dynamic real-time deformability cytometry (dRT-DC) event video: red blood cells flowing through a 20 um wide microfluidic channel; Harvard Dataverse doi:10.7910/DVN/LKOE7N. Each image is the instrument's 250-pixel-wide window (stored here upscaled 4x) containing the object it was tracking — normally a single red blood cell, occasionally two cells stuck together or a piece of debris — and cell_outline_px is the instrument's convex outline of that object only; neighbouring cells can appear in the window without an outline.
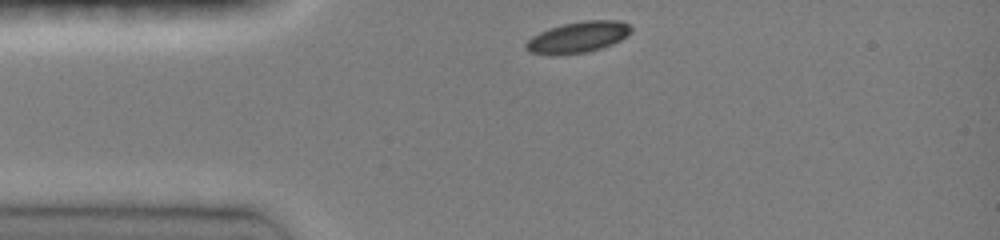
{"species": "common noctule bat (a hibernating species)", "species_latin": "Nyctalus noctula", "temperature_condition": "room temperature", "stored_images_in_passage": 35, "camera_frame_rate_fps": 3000, "um_per_image_px": 0.085, "animal": {"sex": "female", "body_mass_g": 19.0, "forearm_length_mm": 51.5}, "frame": {"image": 1, "passage_image": 1, "time_ms": 0.0, "image_size_px": [1000, 240], "cell_outline_px": [[632, 32], [620, 40], [612, 44], [600, 48], [584, 52], [556, 56], [532, 52], [524, 48], [524, 44], [532, 36], [548, 28], [564, 24], [584, 20], [620, 20], [628, 24], [632, 28]], "centroid_in_image_um": [49.12, 3.16], "position_along_channel_um": 35.9, "area_um2": 19.07}}
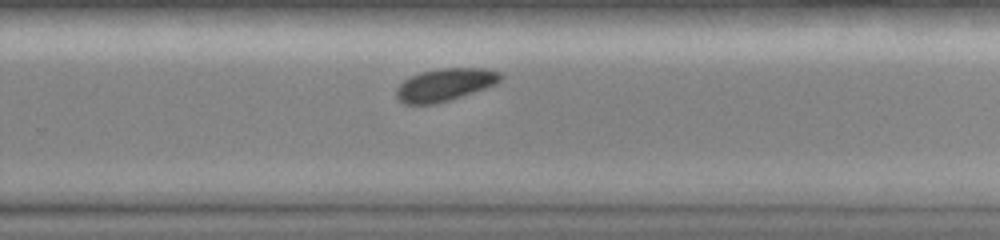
{"frame": {"image": 2, "passage_image": 24, "time_ms": 7.0, "image_size_px": [1000, 240], "cell_outline_px": [[504, 76], [500, 80], [484, 88], [436, 104], [404, 104], [396, 96], [396, 88], [404, 80], [420, 72], [440, 68], [484, 68], [500, 72]], "centroid_in_image_um": [37.79, 7.19], "position_along_channel_um": 292.0, "area_um2": 19.48}}
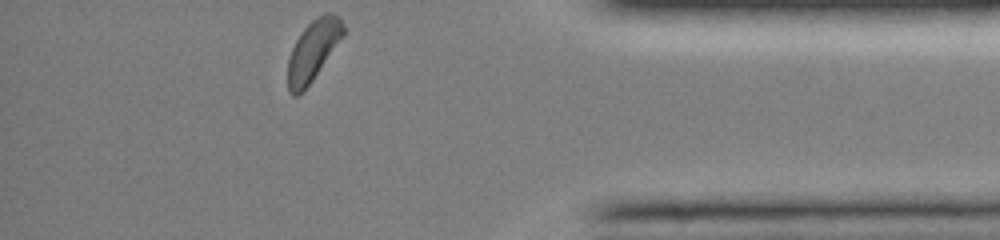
{"frame": {"image": 3, "passage_image": 34, "time_ms": 10.333, "image_size_px": [1000, 240], "cell_outline_px": [[344, 32], [312, 80], [296, 96], [292, 96], [288, 92], [288, 60], [292, 48], [296, 40], [304, 28], [316, 16], [324, 12], [332, 12], [340, 16], [344, 24]], "centroid_in_image_um": [26.59, 4.23], "position_along_channel_um": 408.6, "area_um2": 19.02}, "authors_computed_cell_mechanics": {"area_um2": 20.0566, "velocity_mm_per_s": 4.0294, "shape_relaxation_time_tau1_ms": 1.2729, "shape_relaxation_time_tau2_ms": null, "deformation_change_tau1": 0.0759, "deformation_change_tau2": null}}